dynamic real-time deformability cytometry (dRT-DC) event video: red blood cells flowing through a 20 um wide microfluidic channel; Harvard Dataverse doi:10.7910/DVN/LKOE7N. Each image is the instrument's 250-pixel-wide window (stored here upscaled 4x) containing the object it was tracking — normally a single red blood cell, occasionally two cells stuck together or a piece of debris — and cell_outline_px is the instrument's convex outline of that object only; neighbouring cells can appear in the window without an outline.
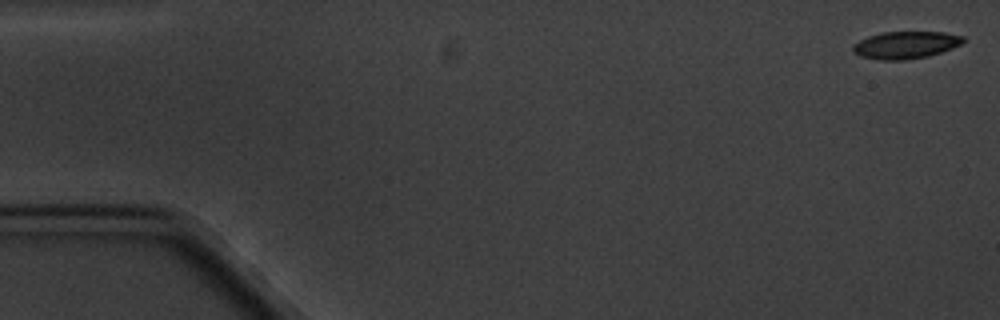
{"species": "common noctule bat (a hibernating species)", "species_latin": "Nyctalus noctula", "temperature_condition": "cold", "stored_images_in_passage": 4, "camera_frame_rate_fps": 3000, "um_per_image_px": 0.085, "animal": {"sex": "male", "body_mass_g": 20.1, "forearm_length_mm": 53.5}, "frame": {"image": 1, "passage_image": 1, "time_ms": 0.0, "image_size_px": [1000, 320], "cell_outline_px": [[964, 40], [960, 44], [952, 48], [928, 56], [904, 60], [880, 60], [860, 56], [852, 52], [852, 48], [860, 40], [868, 36], [880, 32], [944, 32], [964, 36]], "centroid_in_image_um": [76.96, 3.82], "position_along_channel_um": 8.0, "area_um2": 17.46}}